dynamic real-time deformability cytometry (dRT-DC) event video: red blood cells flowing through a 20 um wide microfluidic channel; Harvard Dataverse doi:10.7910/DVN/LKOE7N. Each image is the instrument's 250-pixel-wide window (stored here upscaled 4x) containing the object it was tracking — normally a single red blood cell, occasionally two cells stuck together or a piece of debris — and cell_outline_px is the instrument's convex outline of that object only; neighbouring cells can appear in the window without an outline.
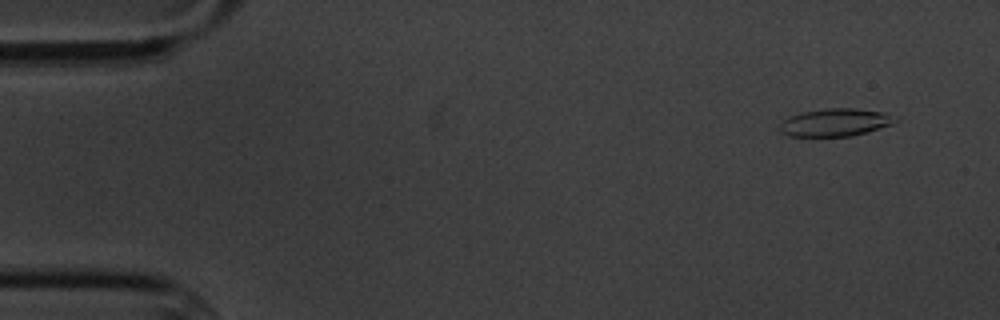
{"species": "common noctule bat (a hibernating species)", "species_latin": "Nyctalus noctula", "temperature_condition": "cold", "stored_images_in_passage": 9, "camera_frame_rate_fps": 3000, "um_per_image_px": 0.085, "animal": {"sex": "male", "body_mass_g": 20.1, "forearm_length_mm": 53.5}, "frame": {"image": 1, "passage_image": 1, "time_ms": 0.0, "image_size_px": [1000, 320], "cell_outline_px": [[900, 120], [892, 124], [852, 136], [788, 136], [780, 132], [780, 124], [788, 116], [804, 112], [828, 108], [856, 108], [884, 112]], "centroid_in_image_um": [70.99, 10.4], "position_along_channel_um": 14.0, "area_um2": 18.55}}
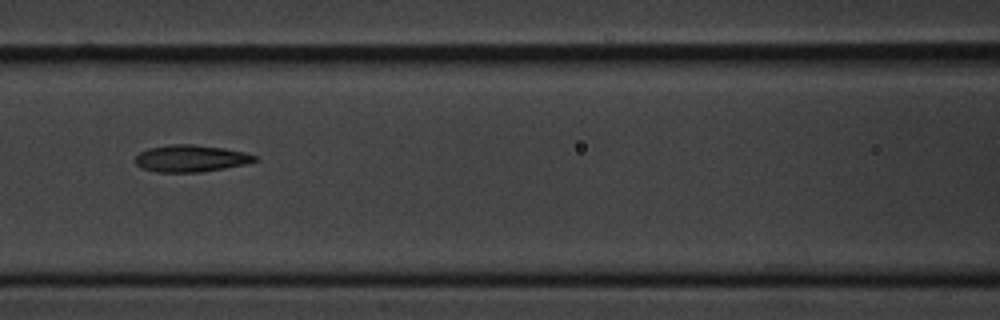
{"frame": {"image": 2, "passage_image": 7, "time_ms": 7.0, "image_size_px": [1000, 320], "cell_outline_px": [[260, 160], [244, 164], [224, 168], [200, 172], [156, 172], [140, 168], [132, 160], [140, 152], [148, 148], [168, 144], [192, 144], [224, 148], [244, 152], [256, 156]], "centroid_in_image_um": [16.17, 13.46], "position_along_channel_um": 150.4, "area_um2": 18.9}}
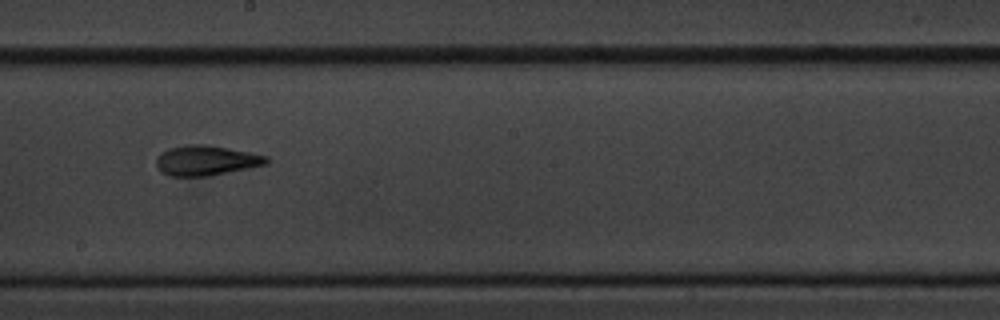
{"frame": {"image": 3, "passage_image": 9, "time_ms": 9.333, "image_size_px": [1000, 320], "cell_outline_px": [[268, 164], [208, 176], [168, 176], [160, 172], [156, 164], [156, 156], [160, 152], [168, 148], [184, 144], [208, 144], [268, 156]], "centroid_in_image_um": [17.46, 13.63], "position_along_channel_um": 230.7, "area_um2": 19.48}}